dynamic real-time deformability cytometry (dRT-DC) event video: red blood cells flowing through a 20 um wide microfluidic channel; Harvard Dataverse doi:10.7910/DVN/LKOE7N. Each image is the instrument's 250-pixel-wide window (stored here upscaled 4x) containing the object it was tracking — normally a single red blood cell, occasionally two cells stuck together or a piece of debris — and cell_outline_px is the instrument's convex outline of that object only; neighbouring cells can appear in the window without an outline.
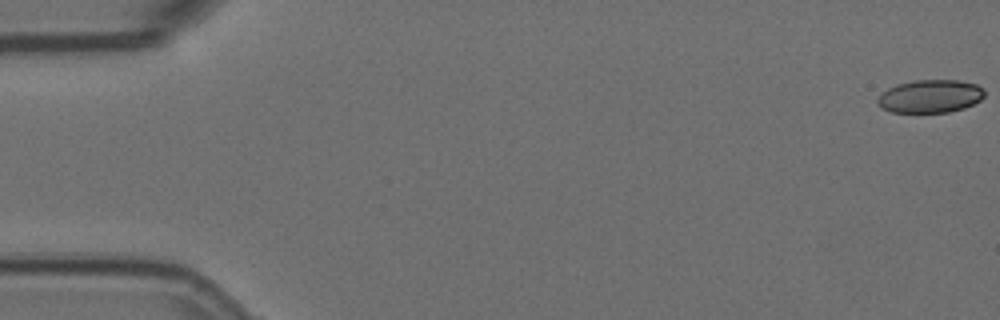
{"species": "Egyptian fruit bat (a non-hibernating species)", "species_latin": "Rousettus aegyptiacus", "temperature_condition": "room temperature", "stored_images_in_passage": 6, "camera_frame_rate_fps": 3000, "um_per_image_px": 0.085, "animal": {"sex": "female"}, "frame": {"image": 1, "passage_image": 1, "time_ms": 0.0, "image_size_px": [1000, 320], "cell_outline_px": [[984, 96], [980, 100], [964, 108], [948, 112], [892, 112], [876, 104], [876, 100], [888, 88], [896, 84], [916, 80], [956, 80], [976, 84], [984, 88]], "centroid_in_image_um": [79.08, 8.18], "position_along_channel_um": 5.9, "area_um2": 20.46}}
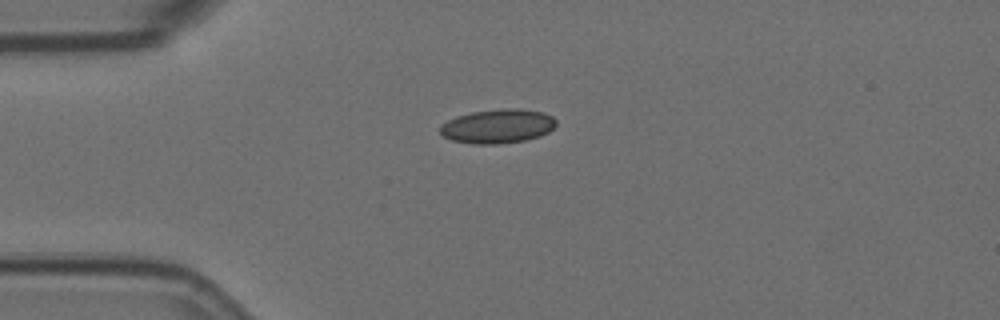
{"frame": {"image": 2, "passage_image": 5, "time_ms": 1.333, "image_size_px": [1000, 320], "cell_outline_px": [[556, 124], [548, 132], [540, 136], [524, 140], [496, 144], [472, 144], [452, 140], [444, 136], [440, 132], [440, 124], [456, 116], [472, 112], [504, 108], [520, 108], [544, 112], [552, 116], [556, 120]], "centroid_in_image_um": [42.3, 10.72], "position_along_channel_um": 42.7, "area_um2": 23.12}}